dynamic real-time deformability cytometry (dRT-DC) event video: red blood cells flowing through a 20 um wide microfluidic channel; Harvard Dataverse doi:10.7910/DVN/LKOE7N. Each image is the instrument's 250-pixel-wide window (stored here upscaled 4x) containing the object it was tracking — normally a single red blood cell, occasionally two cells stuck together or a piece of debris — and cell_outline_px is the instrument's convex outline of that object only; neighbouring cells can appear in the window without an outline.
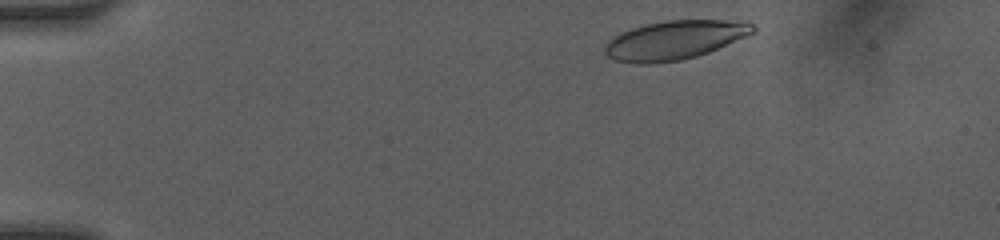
{"species": "human", "species_latin": "Homo sapiens", "temperature_condition": "room temperature", "stored_images_in_passage": 37, "camera_frame_rate_fps": 3000, "um_per_image_px": 0.085, "donor": {"sex": "female"}, "frame": {"image": 1, "passage_image": 2, "time_ms": 0.333, "image_size_px": [1000, 240], "cell_outline_px": [[756, 32], [708, 52], [696, 56], [680, 60], [652, 64], [636, 64], [616, 60], [608, 56], [604, 52], [604, 44], [608, 40], [620, 32], [644, 24], [668, 20], [748, 20], [756, 28]], "centroid_in_image_um": [57.34, 3.4], "position_along_channel_um": 27.7, "area_um2": 33.81}}
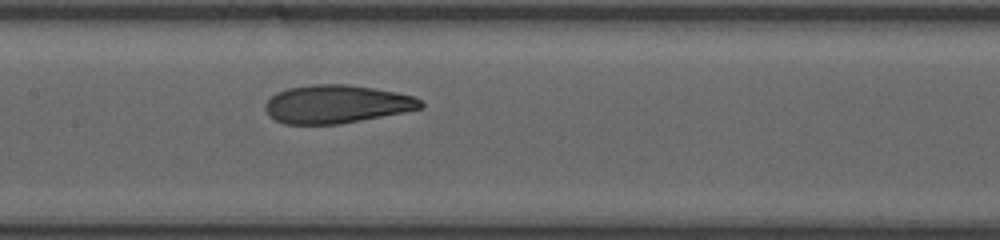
{"frame": {"image": 2, "passage_image": 19, "time_ms": 6.0, "image_size_px": [1000, 240], "cell_outline_px": [[424, 108], [404, 112], [340, 124], [284, 124], [268, 116], [264, 108], [264, 104], [276, 92], [288, 88], [312, 84], [344, 84], [372, 88], [396, 92], [412, 96], [420, 100], [424, 104]], "centroid_in_image_um": [28.58, 8.85], "position_along_channel_um": 178.8, "area_um2": 34.62}}
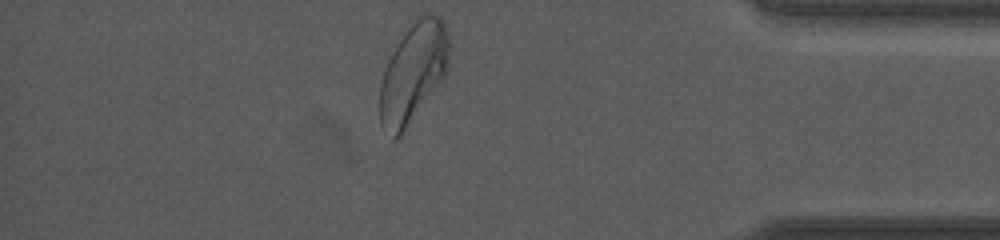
{"frame": {"image": 3, "passage_image": 37, "time_ms": 12.0, "image_size_px": [1000, 240], "cell_outline_px": [[452, 44], [448, 64], [444, 76], [400, 136], [396, 140], [392, 140], [380, 124], [380, 84], [388, 60], [396, 44], [416, 16], [420, 12], [428, 12], [440, 16], [444, 20]], "centroid_in_image_um": [35.15, 6.1], "position_along_channel_um": 400.1, "area_um2": 40.58}, "authors_computed_cell_mechanics": {"area_um2": 34.7956, "velocity_mm_per_s": 4.1803, "shape_relaxation_time_tau1_ms": 5.6594, "shape_relaxation_time_tau2_ms": 1.238, "deformation_change_tau1": 0.1806, "deformation_change_tau2": 0.0805}}